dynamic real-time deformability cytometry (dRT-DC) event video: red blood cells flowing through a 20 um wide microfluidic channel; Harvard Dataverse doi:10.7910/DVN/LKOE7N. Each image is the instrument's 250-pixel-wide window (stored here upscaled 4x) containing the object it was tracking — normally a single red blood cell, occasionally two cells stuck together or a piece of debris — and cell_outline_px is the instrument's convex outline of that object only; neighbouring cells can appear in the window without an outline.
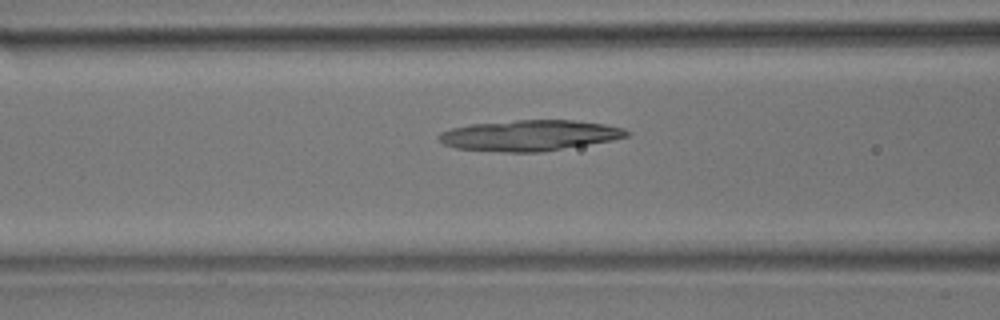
{"species": "common noctule bat (a hibernating species)", "species_latin": "Nyctalus noctula", "temperature_condition": "room temperature", "stored_images_in_passage": 53, "camera_frame_rate_fps": 3000, "um_per_image_px": 0.085, "animal": {"sex": "male", "body_mass_g": 17.9}, "frame": {"image": 1, "passage_image": 21, "time_ms": 6.667, "image_size_px": [1000, 320], "cell_outline_px": [[632, 132], [628, 136], [612, 140], [544, 152], [504, 152], [456, 148], [444, 144], [440, 140], [440, 132], [452, 128], [468, 124], [516, 120], [572, 120], [604, 124], [624, 128]], "centroid_in_image_um": [45.04, 11.51], "position_along_channel_um": 121.6, "area_um2": 33.64}}
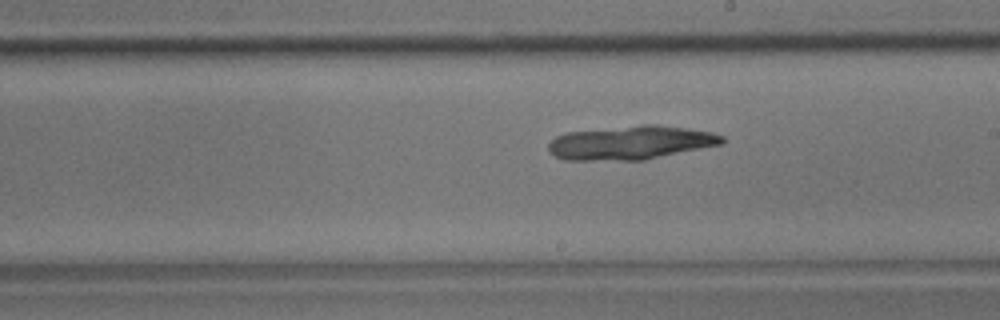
{"frame": {"image": 2, "passage_image": 30, "time_ms": 9.667, "image_size_px": [1000, 320], "cell_outline_px": [[724, 144], [644, 160], [564, 160], [548, 152], [548, 144], [556, 136], [564, 132], [640, 124], [656, 124], [688, 128], [712, 132], [724, 136]], "centroid_in_image_um": [53.62, 12.12], "position_along_channel_um": 235.4, "area_um2": 34.62}}
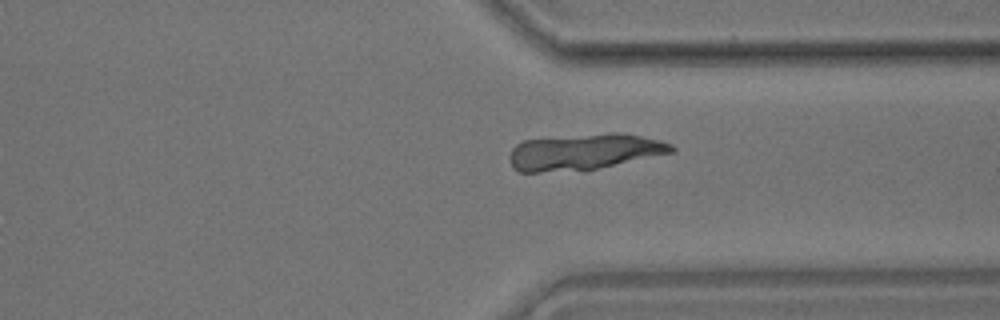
{"frame": {"image": 3, "passage_image": 40, "time_ms": 13.0, "image_size_px": [1000, 320], "cell_outline_px": [[676, 152], [596, 168], [540, 172], [520, 172], [512, 168], [508, 160], [508, 156], [512, 148], [516, 144], [524, 140], [612, 132], [616, 132], [640, 136], [660, 140], [672, 144], [676, 148]], "centroid_in_image_um": [49.64, 12.9], "position_along_channel_um": 361.8, "area_um2": 33.87}}